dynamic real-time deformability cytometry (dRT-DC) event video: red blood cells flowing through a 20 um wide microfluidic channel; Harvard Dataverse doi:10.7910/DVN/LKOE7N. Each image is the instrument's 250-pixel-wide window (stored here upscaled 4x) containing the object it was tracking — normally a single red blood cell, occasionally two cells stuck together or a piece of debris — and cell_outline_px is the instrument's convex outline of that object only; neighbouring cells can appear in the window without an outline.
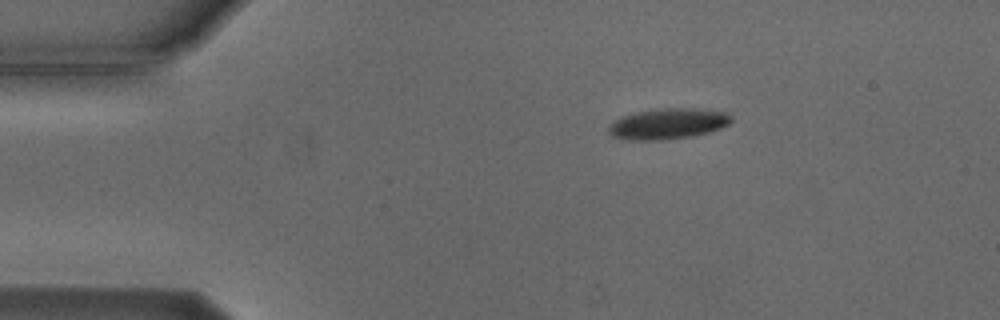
{"species": "Egyptian fruit bat (a non-hibernating species)", "species_latin": "Rousettus aegyptiacus", "temperature_condition": "cold", "stored_images_in_passage": 4, "camera_frame_rate_fps": 3000, "um_per_image_px": 0.085, "animal": {"sex": "male"}, "frame": {"image": 1, "passage_image": 1, "time_ms": 0.0, "image_size_px": [1000, 320], "cell_outline_px": [[732, 120], [728, 124], [712, 132], [696, 136], [668, 140], [628, 140], [612, 136], [608, 132], [608, 124], [620, 116], [636, 112], [664, 108], [692, 108], [724, 112], [732, 116]], "centroid_in_image_um": [56.75, 10.53], "position_along_channel_um": 28.2, "area_um2": 22.31}}
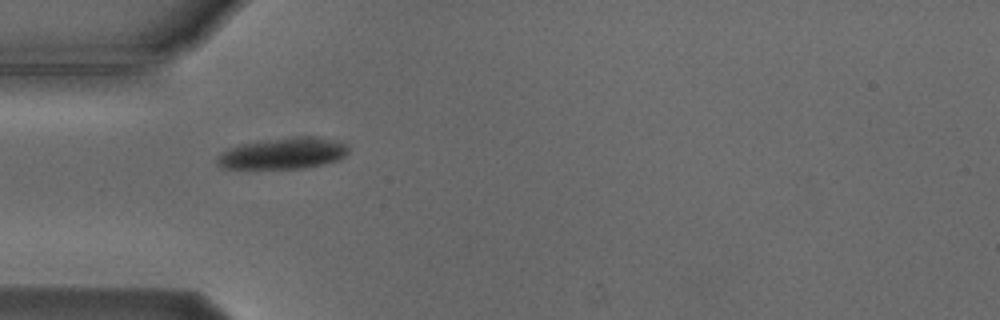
{"frame": {"image": 2, "passage_image": 3, "time_ms": 2.333, "image_size_px": [1000, 320], "cell_outline_px": [[348, 152], [340, 160], [324, 164], [300, 168], [220, 168], [216, 164], [216, 156], [220, 152], [228, 148], [240, 144], [264, 140], [300, 136], [312, 136], [336, 140], [348, 144]], "centroid_in_image_um": [24.05, 13.03], "position_along_channel_um": 60.9, "area_um2": 24.1}}
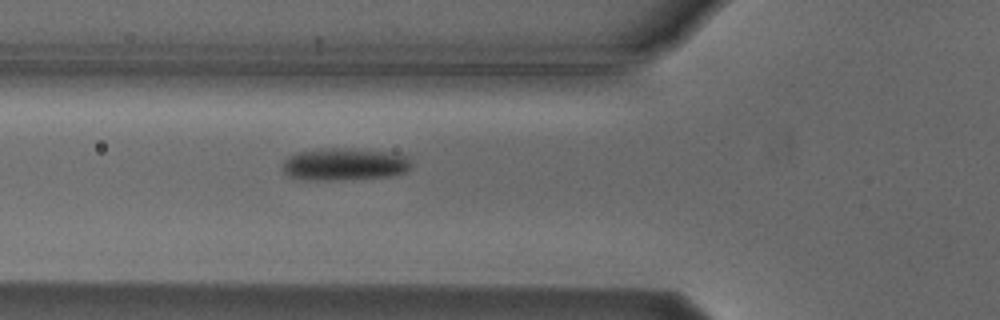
{"frame": {"image": 3, "passage_image": 4, "time_ms": 3.333, "image_size_px": [1000, 320], "cell_outline_px": [[412, 168], [408, 172], [392, 176], [332, 180], [328, 180], [288, 176], [284, 172], [284, 160], [288, 156], [296, 152], [328, 148], [352, 148], [400, 152], [408, 156], [412, 164]], "centroid_in_image_um": [29.42, 13.93], "position_along_channel_um": 96.4, "area_um2": 24.51}}